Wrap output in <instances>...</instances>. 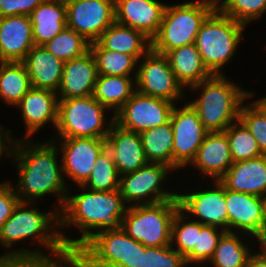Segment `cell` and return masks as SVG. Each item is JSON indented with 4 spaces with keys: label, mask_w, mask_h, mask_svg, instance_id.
Segmentation results:
<instances>
[{
    "label": "cell",
    "mask_w": 266,
    "mask_h": 267,
    "mask_svg": "<svg viewBox=\"0 0 266 267\" xmlns=\"http://www.w3.org/2000/svg\"><path fill=\"white\" fill-rule=\"evenodd\" d=\"M58 151L51 139L37 143L22 138L16 141L12 162L16 164L19 179L12 185L21 202H37L53 193L57 203L52 209L62 210L70 188L63 176Z\"/></svg>",
    "instance_id": "cell-1"
},
{
    "label": "cell",
    "mask_w": 266,
    "mask_h": 267,
    "mask_svg": "<svg viewBox=\"0 0 266 267\" xmlns=\"http://www.w3.org/2000/svg\"><path fill=\"white\" fill-rule=\"evenodd\" d=\"M78 187L81 192L74 195L68 192L59 212L60 235L65 247L72 253L98 231L119 227L128 207L119 189L95 191ZM70 227L78 228L80 237L71 239L65 235L63 229H71Z\"/></svg>",
    "instance_id": "cell-2"
},
{
    "label": "cell",
    "mask_w": 266,
    "mask_h": 267,
    "mask_svg": "<svg viewBox=\"0 0 266 267\" xmlns=\"http://www.w3.org/2000/svg\"><path fill=\"white\" fill-rule=\"evenodd\" d=\"M36 204L20 201L2 226L0 245L9 249L5 253H45L44 250L47 249L46 254L49 252V255H75L68 251L62 241L59 211H40ZM22 240H31V245L34 243L40 247L34 250L27 247L12 250L13 245L21 243Z\"/></svg>",
    "instance_id": "cell-3"
},
{
    "label": "cell",
    "mask_w": 266,
    "mask_h": 267,
    "mask_svg": "<svg viewBox=\"0 0 266 267\" xmlns=\"http://www.w3.org/2000/svg\"><path fill=\"white\" fill-rule=\"evenodd\" d=\"M244 89V90H243ZM201 90V91H200ZM189 91L201 92L196 100L188 103L198 112L199 119L208 132H224L237 122L240 110L246 101L255 96V92L245 90L226 75H212L189 88Z\"/></svg>",
    "instance_id": "cell-4"
},
{
    "label": "cell",
    "mask_w": 266,
    "mask_h": 267,
    "mask_svg": "<svg viewBox=\"0 0 266 267\" xmlns=\"http://www.w3.org/2000/svg\"><path fill=\"white\" fill-rule=\"evenodd\" d=\"M142 244L121 226L95 233L75 252L79 267H141Z\"/></svg>",
    "instance_id": "cell-5"
},
{
    "label": "cell",
    "mask_w": 266,
    "mask_h": 267,
    "mask_svg": "<svg viewBox=\"0 0 266 267\" xmlns=\"http://www.w3.org/2000/svg\"><path fill=\"white\" fill-rule=\"evenodd\" d=\"M247 28L215 9L197 33L195 45L212 75H224L223 68L233 59Z\"/></svg>",
    "instance_id": "cell-6"
},
{
    "label": "cell",
    "mask_w": 266,
    "mask_h": 267,
    "mask_svg": "<svg viewBox=\"0 0 266 267\" xmlns=\"http://www.w3.org/2000/svg\"><path fill=\"white\" fill-rule=\"evenodd\" d=\"M215 9L207 0H191L165 7L158 33L151 40V49L166 54L175 48L195 43L197 33Z\"/></svg>",
    "instance_id": "cell-7"
},
{
    "label": "cell",
    "mask_w": 266,
    "mask_h": 267,
    "mask_svg": "<svg viewBox=\"0 0 266 267\" xmlns=\"http://www.w3.org/2000/svg\"><path fill=\"white\" fill-rule=\"evenodd\" d=\"M108 111L110 110L93 96L59 99L56 134L52 139L56 137L106 139L111 126L115 123L114 114L110 115L111 119L106 117Z\"/></svg>",
    "instance_id": "cell-8"
},
{
    "label": "cell",
    "mask_w": 266,
    "mask_h": 267,
    "mask_svg": "<svg viewBox=\"0 0 266 267\" xmlns=\"http://www.w3.org/2000/svg\"><path fill=\"white\" fill-rule=\"evenodd\" d=\"M179 208V200L130 206L120 226L145 247L169 246L172 220Z\"/></svg>",
    "instance_id": "cell-9"
},
{
    "label": "cell",
    "mask_w": 266,
    "mask_h": 267,
    "mask_svg": "<svg viewBox=\"0 0 266 267\" xmlns=\"http://www.w3.org/2000/svg\"><path fill=\"white\" fill-rule=\"evenodd\" d=\"M169 171L174 173L166 164L149 162L134 172L121 175L119 191L124 202L130 207L178 200V192L163 189Z\"/></svg>",
    "instance_id": "cell-10"
},
{
    "label": "cell",
    "mask_w": 266,
    "mask_h": 267,
    "mask_svg": "<svg viewBox=\"0 0 266 267\" xmlns=\"http://www.w3.org/2000/svg\"><path fill=\"white\" fill-rule=\"evenodd\" d=\"M136 90L144 95L157 97L176 104L186 96V90L177 81L164 54L150 49L138 61Z\"/></svg>",
    "instance_id": "cell-11"
},
{
    "label": "cell",
    "mask_w": 266,
    "mask_h": 267,
    "mask_svg": "<svg viewBox=\"0 0 266 267\" xmlns=\"http://www.w3.org/2000/svg\"><path fill=\"white\" fill-rule=\"evenodd\" d=\"M182 107L174 106L170 122L173 128V170L187 168L195 159L198 148L208 131L199 119L198 112L183 101Z\"/></svg>",
    "instance_id": "cell-12"
},
{
    "label": "cell",
    "mask_w": 266,
    "mask_h": 267,
    "mask_svg": "<svg viewBox=\"0 0 266 267\" xmlns=\"http://www.w3.org/2000/svg\"><path fill=\"white\" fill-rule=\"evenodd\" d=\"M176 104L157 97L144 95L137 90L115 114V123L121 128L140 134L166 124Z\"/></svg>",
    "instance_id": "cell-13"
},
{
    "label": "cell",
    "mask_w": 266,
    "mask_h": 267,
    "mask_svg": "<svg viewBox=\"0 0 266 267\" xmlns=\"http://www.w3.org/2000/svg\"><path fill=\"white\" fill-rule=\"evenodd\" d=\"M67 27L90 43L115 22V0H65Z\"/></svg>",
    "instance_id": "cell-14"
},
{
    "label": "cell",
    "mask_w": 266,
    "mask_h": 267,
    "mask_svg": "<svg viewBox=\"0 0 266 267\" xmlns=\"http://www.w3.org/2000/svg\"><path fill=\"white\" fill-rule=\"evenodd\" d=\"M212 183L213 187H203L197 191L190 190L189 193H177L180 209L190 216V220L192 217L201 224L228 232L225 187L219 181H212Z\"/></svg>",
    "instance_id": "cell-15"
},
{
    "label": "cell",
    "mask_w": 266,
    "mask_h": 267,
    "mask_svg": "<svg viewBox=\"0 0 266 267\" xmlns=\"http://www.w3.org/2000/svg\"><path fill=\"white\" fill-rule=\"evenodd\" d=\"M51 140L60 150L64 179H71L77 186H82L88 180L98 156L106 148V139L54 138Z\"/></svg>",
    "instance_id": "cell-16"
},
{
    "label": "cell",
    "mask_w": 266,
    "mask_h": 267,
    "mask_svg": "<svg viewBox=\"0 0 266 267\" xmlns=\"http://www.w3.org/2000/svg\"><path fill=\"white\" fill-rule=\"evenodd\" d=\"M228 232L254 236L266 225V198L225 189Z\"/></svg>",
    "instance_id": "cell-17"
},
{
    "label": "cell",
    "mask_w": 266,
    "mask_h": 267,
    "mask_svg": "<svg viewBox=\"0 0 266 267\" xmlns=\"http://www.w3.org/2000/svg\"><path fill=\"white\" fill-rule=\"evenodd\" d=\"M58 95L46 89L31 88L15 106L20 109V116L25 124L23 139L33 138V135L46 127V124L56 128L58 121ZM51 123V124H50ZM39 130V131H38Z\"/></svg>",
    "instance_id": "cell-18"
},
{
    "label": "cell",
    "mask_w": 266,
    "mask_h": 267,
    "mask_svg": "<svg viewBox=\"0 0 266 267\" xmlns=\"http://www.w3.org/2000/svg\"><path fill=\"white\" fill-rule=\"evenodd\" d=\"M166 5L160 0H115V22L152 40L158 33Z\"/></svg>",
    "instance_id": "cell-19"
},
{
    "label": "cell",
    "mask_w": 266,
    "mask_h": 267,
    "mask_svg": "<svg viewBox=\"0 0 266 267\" xmlns=\"http://www.w3.org/2000/svg\"><path fill=\"white\" fill-rule=\"evenodd\" d=\"M99 73L89 50L83 56L64 62L58 99L92 96Z\"/></svg>",
    "instance_id": "cell-20"
},
{
    "label": "cell",
    "mask_w": 266,
    "mask_h": 267,
    "mask_svg": "<svg viewBox=\"0 0 266 267\" xmlns=\"http://www.w3.org/2000/svg\"><path fill=\"white\" fill-rule=\"evenodd\" d=\"M106 147L111 152L119 175L134 172L149 163L140 134L125 130L114 123L106 138Z\"/></svg>",
    "instance_id": "cell-21"
},
{
    "label": "cell",
    "mask_w": 266,
    "mask_h": 267,
    "mask_svg": "<svg viewBox=\"0 0 266 267\" xmlns=\"http://www.w3.org/2000/svg\"><path fill=\"white\" fill-rule=\"evenodd\" d=\"M233 160L225 132H208L189 165L203 176L219 181L232 166Z\"/></svg>",
    "instance_id": "cell-22"
},
{
    "label": "cell",
    "mask_w": 266,
    "mask_h": 267,
    "mask_svg": "<svg viewBox=\"0 0 266 267\" xmlns=\"http://www.w3.org/2000/svg\"><path fill=\"white\" fill-rule=\"evenodd\" d=\"M33 46L29 16L0 18V62H22Z\"/></svg>",
    "instance_id": "cell-23"
},
{
    "label": "cell",
    "mask_w": 266,
    "mask_h": 267,
    "mask_svg": "<svg viewBox=\"0 0 266 267\" xmlns=\"http://www.w3.org/2000/svg\"><path fill=\"white\" fill-rule=\"evenodd\" d=\"M219 182L227 190L266 198V155L233 163Z\"/></svg>",
    "instance_id": "cell-24"
},
{
    "label": "cell",
    "mask_w": 266,
    "mask_h": 267,
    "mask_svg": "<svg viewBox=\"0 0 266 267\" xmlns=\"http://www.w3.org/2000/svg\"><path fill=\"white\" fill-rule=\"evenodd\" d=\"M28 71L33 88L58 92L64 62L44 46L34 45L22 61Z\"/></svg>",
    "instance_id": "cell-25"
},
{
    "label": "cell",
    "mask_w": 266,
    "mask_h": 267,
    "mask_svg": "<svg viewBox=\"0 0 266 267\" xmlns=\"http://www.w3.org/2000/svg\"><path fill=\"white\" fill-rule=\"evenodd\" d=\"M29 18L34 45L43 46L67 26L65 0H44Z\"/></svg>",
    "instance_id": "cell-26"
},
{
    "label": "cell",
    "mask_w": 266,
    "mask_h": 267,
    "mask_svg": "<svg viewBox=\"0 0 266 267\" xmlns=\"http://www.w3.org/2000/svg\"><path fill=\"white\" fill-rule=\"evenodd\" d=\"M165 56L177 81L186 90L212 76L195 43L170 50Z\"/></svg>",
    "instance_id": "cell-27"
},
{
    "label": "cell",
    "mask_w": 266,
    "mask_h": 267,
    "mask_svg": "<svg viewBox=\"0 0 266 267\" xmlns=\"http://www.w3.org/2000/svg\"><path fill=\"white\" fill-rule=\"evenodd\" d=\"M110 51L136 56L139 60L151 49V40L142 32L114 22L97 40Z\"/></svg>",
    "instance_id": "cell-28"
},
{
    "label": "cell",
    "mask_w": 266,
    "mask_h": 267,
    "mask_svg": "<svg viewBox=\"0 0 266 267\" xmlns=\"http://www.w3.org/2000/svg\"><path fill=\"white\" fill-rule=\"evenodd\" d=\"M136 78L99 75L92 96L114 115L136 91Z\"/></svg>",
    "instance_id": "cell-29"
},
{
    "label": "cell",
    "mask_w": 266,
    "mask_h": 267,
    "mask_svg": "<svg viewBox=\"0 0 266 267\" xmlns=\"http://www.w3.org/2000/svg\"><path fill=\"white\" fill-rule=\"evenodd\" d=\"M243 235L245 234L225 232L219 239L214 254L207 265L213 267H245L249 256L253 253L252 246H247L250 243H246V240H248L246 238L251 239L253 237L245 235L244 242L242 240Z\"/></svg>",
    "instance_id": "cell-30"
},
{
    "label": "cell",
    "mask_w": 266,
    "mask_h": 267,
    "mask_svg": "<svg viewBox=\"0 0 266 267\" xmlns=\"http://www.w3.org/2000/svg\"><path fill=\"white\" fill-rule=\"evenodd\" d=\"M32 88L23 62H0V100L16 106Z\"/></svg>",
    "instance_id": "cell-31"
},
{
    "label": "cell",
    "mask_w": 266,
    "mask_h": 267,
    "mask_svg": "<svg viewBox=\"0 0 266 267\" xmlns=\"http://www.w3.org/2000/svg\"><path fill=\"white\" fill-rule=\"evenodd\" d=\"M140 137L149 162L163 163L173 169L174 138L170 121L141 132Z\"/></svg>",
    "instance_id": "cell-32"
},
{
    "label": "cell",
    "mask_w": 266,
    "mask_h": 267,
    "mask_svg": "<svg viewBox=\"0 0 266 267\" xmlns=\"http://www.w3.org/2000/svg\"><path fill=\"white\" fill-rule=\"evenodd\" d=\"M90 50L95 57L99 75L136 78L139 61L136 56L104 49L97 41L90 43Z\"/></svg>",
    "instance_id": "cell-33"
},
{
    "label": "cell",
    "mask_w": 266,
    "mask_h": 267,
    "mask_svg": "<svg viewBox=\"0 0 266 267\" xmlns=\"http://www.w3.org/2000/svg\"><path fill=\"white\" fill-rule=\"evenodd\" d=\"M43 46L63 62L81 57L90 50V42L67 26Z\"/></svg>",
    "instance_id": "cell-34"
},
{
    "label": "cell",
    "mask_w": 266,
    "mask_h": 267,
    "mask_svg": "<svg viewBox=\"0 0 266 267\" xmlns=\"http://www.w3.org/2000/svg\"><path fill=\"white\" fill-rule=\"evenodd\" d=\"M120 175L113 161L111 152L106 147L98 156L88 180L82 185L95 191L119 189Z\"/></svg>",
    "instance_id": "cell-35"
},
{
    "label": "cell",
    "mask_w": 266,
    "mask_h": 267,
    "mask_svg": "<svg viewBox=\"0 0 266 267\" xmlns=\"http://www.w3.org/2000/svg\"><path fill=\"white\" fill-rule=\"evenodd\" d=\"M75 255H49L45 253H4L0 267H72Z\"/></svg>",
    "instance_id": "cell-36"
},
{
    "label": "cell",
    "mask_w": 266,
    "mask_h": 267,
    "mask_svg": "<svg viewBox=\"0 0 266 267\" xmlns=\"http://www.w3.org/2000/svg\"><path fill=\"white\" fill-rule=\"evenodd\" d=\"M226 231L197 221V239L193 249L185 256L187 265H205L212 258L218 241Z\"/></svg>",
    "instance_id": "cell-37"
},
{
    "label": "cell",
    "mask_w": 266,
    "mask_h": 267,
    "mask_svg": "<svg viewBox=\"0 0 266 267\" xmlns=\"http://www.w3.org/2000/svg\"><path fill=\"white\" fill-rule=\"evenodd\" d=\"M224 132L227 134L233 163L263 155L256 139L240 120Z\"/></svg>",
    "instance_id": "cell-38"
},
{
    "label": "cell",
    "mask_w": 266,
    "mask_h": 267,
    "mask_svg": "<svg viewBox=\"0 0 266 267\" xmlns=\"http://www.w3.org/2000/svg\"><path fill=\"white\" fill-rule=\"evenodd\" d=\"M186 219L189 216L179 208L171 224V247L184 257L193 249L197 239V221Z\"/></svg>",
    "instance_id": "cell-39"
},
{
    "label": "cell",
    "mask_w": 266,
    "mask_h": 267,
    "mask_svg": "<svg viewBox=\"0 0 266 267\" xmlns=\"http://www.w3.org/2000/svg\"><path fill=\"white\" fill-rule=\"evenodd\" d=\"M219 10L236 22L248 26L266 13V0H227Z\"/></svg>",
    "instance_id": "cell-40"
},
{
    "label": "cell",
    "mask_w": 266,
    "mask_h": 267,
    "mask_svg": "<svg viewBox=\"0 0 266 267\" xmlns=\"http://www.w3.org/2000/svg\"><path fill=\"white\" fill-rule=\"evenodd\" d=\"M141 267H188L185 257L174 248L145 247L142 244Z\"/></svg>",
    "instance_id": "cell-41"
},
{
    "label": "cell",
    "mask_w": 266,
    "mask_h": 267,
    "mask_svg": "<svg viewBox=\"0 0 266 267\" xmlns=\"http://www.w3.org/2000/svg\"><path fill=\"white\" fill-rule=\"evenodd\" d=\"M239 120L256 139L263 155H266V116L252 102L242 105Z\"/></svg>",
    "instance_id": "cell-42"
},
{
    "label": "cell",
    "mask_w": 266,
    "mask_h": 267,
    "mask_svg": "<svg viewBox=\"0 0 266 267\" xmlns=\"http://www.w3.org/2000/svg\"><path fill=\"white\" fill-rule=\"evenodd\" d=\"M20 202L12 182L7 180L0 183V230L6 220L12 215L14 208Z\"/></svg>",
    "instance_id": "cell-43"
},
{
    "label": "cell",
    "mask_w": 266,
    "mask_h": 267,
    "mask_svg": "<svg viewBox=\"0 0 266 267\" xmlns=\"http://www.w3.org/2000/svg\"><path fill=\"white\" fill-rule=\"evenodd\" d=\"M44 0H0V18L6 16H29Z\"/></svg>",
    "instance_id": "cell-44"
},
{
    "label": "cell",
    "mask_w": 266,
    "mask_h": 267,
    "mask_svg": "<svg viewBox=\"0 0 266 267\" xmlns=\"http://www.w3.org/2000/svg\"><path fill=\"white\" fill-rule=\"evenodd\" d=\"M14 137L11 129L0 124V158L5 156L12 159L16 141L19 139Z\"/></svg>",
    "instance_id": "cell-45"
},
{
    "label": "cell",
    "mask_w": 266,
    "mask_h": 267,
    "mask_svg": "<svg viewBox=\"0 0 266 267\" xmlns=\"http://www.w3.org/2000/svg\"><path fill=\"white\" fill-rule=\"evenodd\" d=\"M253 237L252 240L254 241L256 238V241H258L261 248L260 251L255 253L266 256V225H264Z\"/></svg>",
    "instance_id": "cell-46"
},
{
    "label": "cell",
    "mask_w": 266,
    "mask_h": 267,
    "mask_svg": "<svg viewBox=\"0 0 266 267\" xmlns=\"http://www.w3.org/2000/svg\"><path fill=\"white\" fill-rule=\"evenodd\" d=\"M245 267H266V256L258 255L254 251L249 256Z\"/></svg>",
    "instance_id": "cell-47"
},
{
    "label": "cell",
    "mask_w": 266,
    "mask_h": 267,
    "mask_svg": "<svg viewBox=\"0 0 266 267\" xmlns=\"http://www.w3.org/2000/svg\"><path fill=\"white\" fill-rule=\"evenodd\" d=\"M266 116V95L264 97H260L259 99L252 101Z\"/></svg>",
    "instance_id": "cell-48"
},
{
    "label": "cell",
    "mask_w": 266,
    "mask_h": 267,
    "mask_svg": "<svg viewBox=\"0 0 266 267\" xmlns=\"http://www.w3.org/2000/svg\"><path fill=\"white\" fill-rule=\"evenodd\" d=\"M214 9H219L227 0H207Z\"/></svg>",
    "instance_id": "cell-49"
},
{
    "label": "cell",
    "mask_w": 266,
    "mask_h": 267,
    "mask_svg": "<svg viewBox=\"0 0 266 267\" xmlns=\"http://www.w3.org/2000/svg\"><path fill=\"white\" fill-rule=\"evenodd\" d=\"M72 267H79L76 263Z\"/></svg>",
    "instance_id": "cell-50"
}]
</instances>
